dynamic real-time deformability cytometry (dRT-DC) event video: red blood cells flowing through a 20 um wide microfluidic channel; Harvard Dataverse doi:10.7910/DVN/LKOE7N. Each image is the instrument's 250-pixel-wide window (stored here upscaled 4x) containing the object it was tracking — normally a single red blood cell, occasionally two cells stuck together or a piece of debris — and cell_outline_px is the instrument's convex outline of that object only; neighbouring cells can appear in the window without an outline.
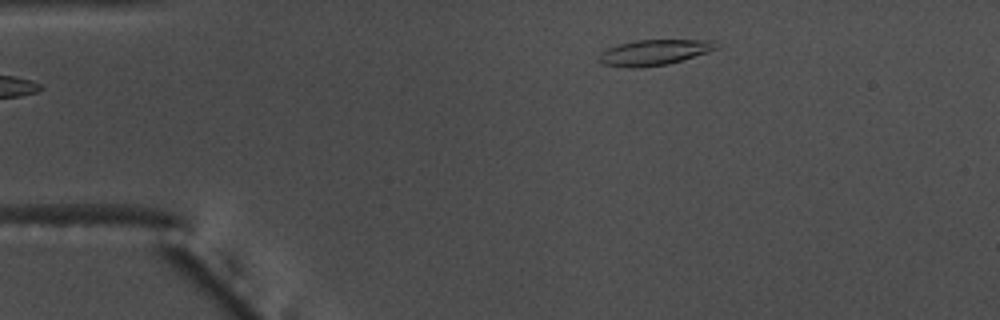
{"species": "common noctule bat (a hibernating species)", "species_latin": "Nyctalus noctula", "temperature_condition": "warm", "stored_images_in_passage": 46, "camera_frame_rate_fps": 3000, "um_per_image_px": 0.085, "animal": {"sex": "male", "body_mass_g": 17.5, "forearm_length_mm": 52.3}, "frame": {"image": 1, "passage_image": 1, "time_ms": 0.0, "image_size_px": [1000, 320], "cell_outline_px": [[720, 48], [708, 52], [668, 64], [640, 68], [628, 68], [604, 64], [596, 60], [608, 48], [620, 44], [636, 40], [712, 40], [720, 44]], "centroid_in_image_um": [55.65, 4.46], "position_along_channel_um": 29.3, "area_um2": 17.46}}
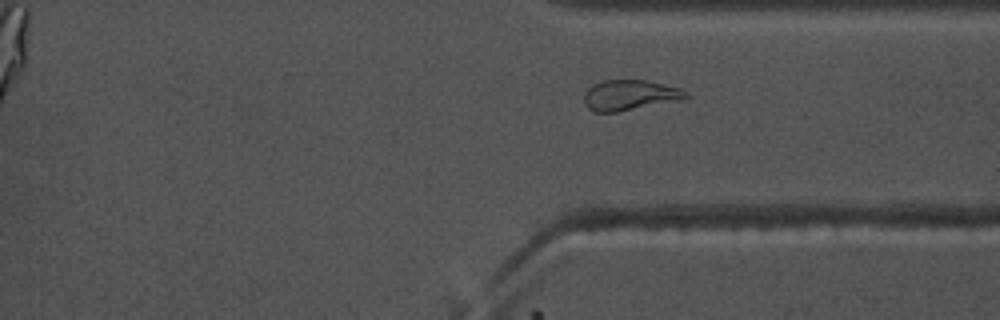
{"frame": {"image": 2, "passage_image": 32, "time_ms": 10.333, "image_size_px": [1000, 320], "cell_outline_px": [[688, 96], [616, 112], [596, 112], [588, 108], [584, 104], [584, 92], [592, 84], [604, 80], [648, 80], [680, 88], [688, 92]], "centroid_in_image_um": [53.42, 8.05], "position_along_channel_um": 358.0, "area_um2": 17.46}}
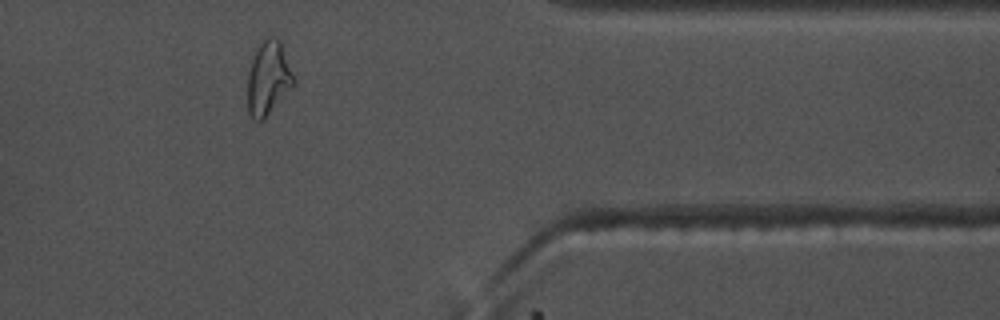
{"frame": {"image": 3, "passage_image": 36, "time_ms": 11.667, "image_size_px": [1000, 320], "cell_outline_px": [[296, 84], [264, 120], [256, 120], [248, 112], [248, 72], [252, 52], [260, 40], [264, 36], [276, 36], [280, 40], [296, 80]], "centroid_in_image_um": [22.81, 6.58], "position_along_channel_um": 388.6, "area_um2": 20.52}, "authors_computed_cell_mechanics": {"area_um2": 17.1666, "velocity_mm_per_s": 3.7293, "shape_relaxation_time_tau1_ms": null, "shape_relaxation_time_tau2_ms": 4.4819, "deformation_change_tau1": null, "deformation_change_tau2": 0.1303}}